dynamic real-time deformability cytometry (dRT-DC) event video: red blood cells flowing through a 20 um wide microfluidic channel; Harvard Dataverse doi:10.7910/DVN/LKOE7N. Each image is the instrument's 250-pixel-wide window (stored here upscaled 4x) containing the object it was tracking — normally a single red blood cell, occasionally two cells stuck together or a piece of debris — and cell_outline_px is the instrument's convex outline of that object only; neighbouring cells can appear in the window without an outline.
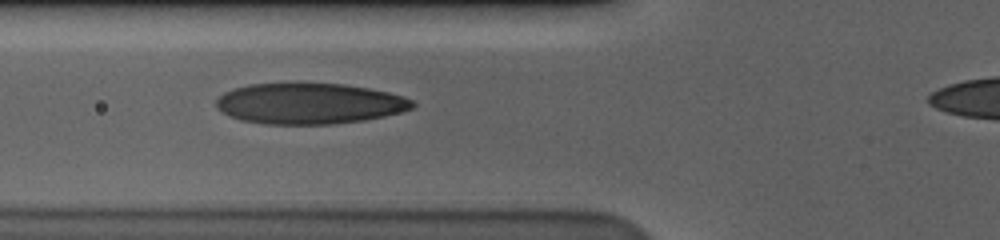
{"species": "human", "species_latin": "Homo sapiens", "temperature_condition": "cold", "stored_images_in_passage": 37, "camera_frame_rate_fps": 3000, "um_per_image_px": 0.085, "donor": {"sex": "male"}, "frame": {"image": 1, "passage_image": 10, "time_ms": 3.0, "image_size_px": [1000, 240], "cell_outline_px": [[416, 104], [412, 108], [400, 112], [384, 116], [364, 120], [332, 124], [264, 124], [240, 120], [228, 116], [216, 108], [216, 100], [224, 92], [232, 88], [248, 84], [296, 80], [344, 84], [368, 88], [388, 92], [404, 96], [412, 100]], "centroid_in_image_um": [26.24, 8.76], "position_along_channel_um": 99.6, "area_um2": 48.09}}
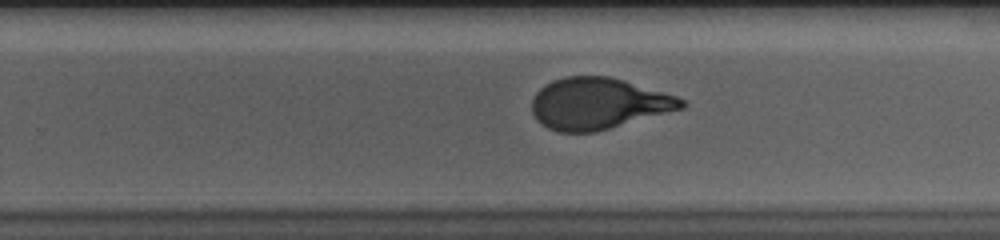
{"frame": {"image": 2, "passage_image": 25, "time_ms": 8.0, "image_size_px": [1000, 240], "cell_outline_px": [[688, 104], [684, 108], [596, 132], [560, 132], [548, 128], [540, 124], [536, 120], [532, 112], [532, 100], [536, 92], [544, 84], [552, 80], [564, 76], [608, 76], [624, 80], [676, 96], [684, 100]], "centroid_in_image_um": [50.83, 8.8], "position_along_channel_um": 279.0, "area_um2": 44.91}}
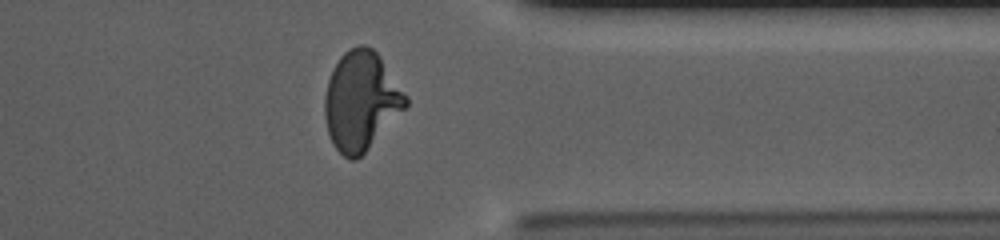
{"frame": {"image": 3, "passage_image": 34, "time_ms": 11.0, "image_size_px": [1000, 240], "cell_outline_px": [[408, 104], [368, 148], [356, 160], [348, 160], [332, 144], [328, 132], [324, 116], [324, 96], [328, 80], [340, 56], [348, 48], [360, 44], [364, 44], [372, 48], [380, 56], [408, 96]], "centroid_in_image_um": [30.67, 8.55], "position_along_channel_um": 380.7, "area_um2": 46.41}, "authors_computed_cell_mechanics": {"area_um2": 46.1244, "velocity_mm_per_s": 3.6012, "shape_relaxation_time_tau1_ms": 5.6723, "shape_relaxation_time_tau2_ms": null, "deformation_change_tau1": 0.2478, "deformation_change_tau2": null}}